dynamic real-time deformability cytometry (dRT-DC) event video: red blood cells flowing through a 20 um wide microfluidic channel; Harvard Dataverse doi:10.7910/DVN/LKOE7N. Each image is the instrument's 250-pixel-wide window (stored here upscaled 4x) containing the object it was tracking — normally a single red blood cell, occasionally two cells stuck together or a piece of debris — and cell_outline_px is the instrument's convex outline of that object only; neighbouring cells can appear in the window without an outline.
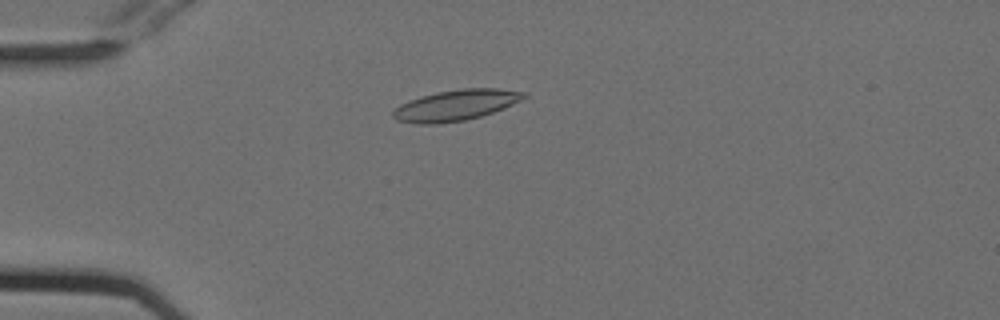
{"species": "Egyptian fruit bat (a non-hibernating species)", "species_latin": "Rousettus aegyptiacus", "temperature_condition": "cold", "stored_images_in_passage": 51, "camera_frame_rate_fps": 3000, "um_per_image_px": 0.085, "animal": {"sex": "female"}, "frame": {"image": 1, "passage_image": 11, "time_ms": 3.333, "image_size_px": [1000, 320], "cell_outline_px": [[528, 96], [504, 108], [480, 116], [464, 120], [440, 124], [416, 124], [396, 120], [392, 116], [392, 112], [400, 104], [408, 100], [420, 96], [440, 92], [464, 88], [496, 88], [528, 92]], "centroid_in_image_um": [38.73, 8.94], "position_along_channel_um": 46.3, "area_um2": 23.47}}
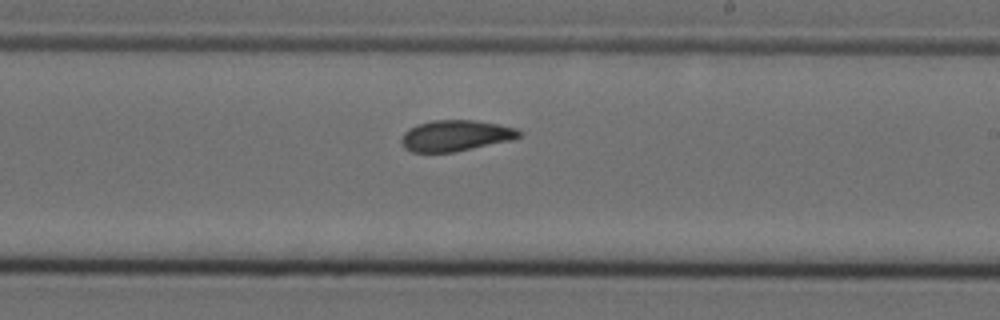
{"frame": {"image": 2, "passage_image": 29, "time_ms": 9.333, "image_size_px": [1000, 320], "cell_outline_px": [[520, 136], [512, 140], [452, 152], [412, 152], [404, 148], [400, 140], [404, 132], [408, 128], [416, 124], [432, 120], [472, 120], [500, 124], [516, 128], [520, 132]], "centroid_in_image_um": [38.68, 11.52], "position_along_channel_um": 250.3, "area_um2": 21.27}}
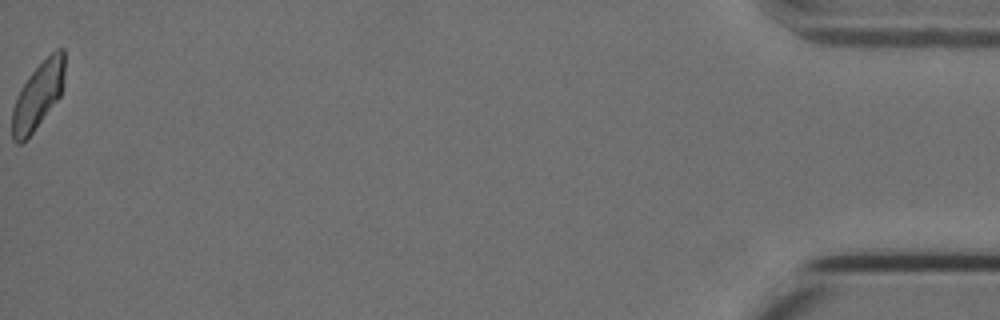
{"frame": {"image": 3, "passage_image": 51, "time_ms": 16.667, "image_size_px": [1000, 320], "cell_outline_px": [[64, 72], [60, 96], [32, 132], [20, 144], [16, 144], [12, 140], [12, 108], [16, 96], [20, 88], [28, 76], [56, 48], [64, 48]], "centroid_in_image_um": [3.2, 8.12], "position_along_channel_um": 432.0, "area_um2": 20.06}, "authors_computed_cell_mechanics": {"area_um2": 21.4438, "velocity_mm_per_s": 3.762, "shape_relaxation_time_tau1_ms": 7.63, "shape_relaxation_time_tau2_ms": 4.013, "deformation_change_tau1": 0.1434, "deformation_change_tau2": 0.0828}}